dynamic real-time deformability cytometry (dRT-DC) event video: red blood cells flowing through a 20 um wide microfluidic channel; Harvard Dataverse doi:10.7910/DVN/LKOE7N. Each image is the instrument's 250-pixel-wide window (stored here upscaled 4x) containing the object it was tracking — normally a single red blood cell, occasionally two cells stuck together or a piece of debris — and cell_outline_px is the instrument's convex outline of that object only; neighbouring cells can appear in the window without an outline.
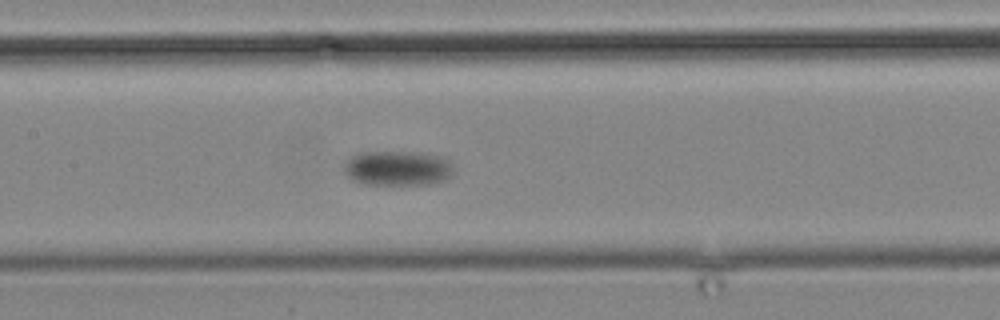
{"species": "common noctule bat (a hibernating species)", "species_latin": "Nyctalus noctula", "temperature_condition": "cold", "stored_images_in_passage": 19, "camera_frame_rate_fps": 3000, "um_per_image_px": 0.085, "animal": {"sex": "male", "body_mass_g": 19.2, "forearm_length_mm": 51.8}, "frame": {"image": 1, "passage_image": 16, "time_ms": 18.333, "image_size_px": [1000, 320], "cell_outline_px": [[452, 172], [444, 180], [428, 184], [364, 184], [352, 180], [344, 172], [344, 164], [352, 156], [360, 152], [412, 152], [440, 156], [448, 160], [452, 168]], "centroid_in_image_um": [33.75, 14.3], "position_along_channel_um": 173.7, "area_um2": 21.96}}
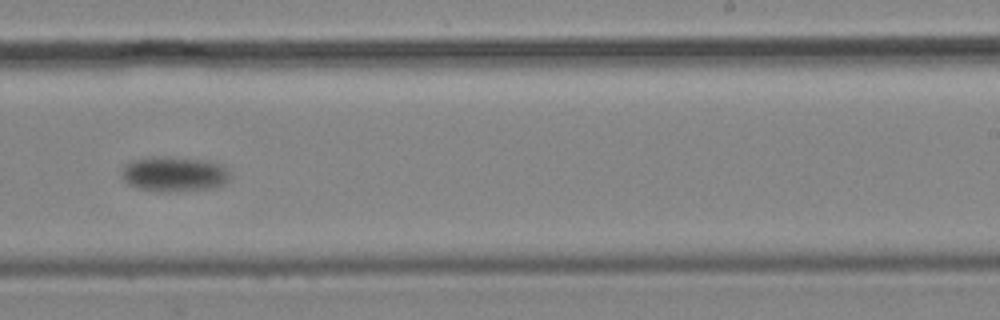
{"frame": {"image": 2, "passage_image": 19, "time_ms": 22.333, "image_size_px": [1000, 320], "cell_outline_px": [[228, 180], [224, 184], [216, 188], [176, 192], [160, 192], [136, 188], [128, 184], [120, 176], [120, 172], [124, 164], [132, 160], [148, 156], [172, 156], [212, 160], [220, 164], [228, 172]], "centroid_in_image_um": [14.76, 14.78], "position_along_channel_um": 274.2, "area_um2": 22.95}}